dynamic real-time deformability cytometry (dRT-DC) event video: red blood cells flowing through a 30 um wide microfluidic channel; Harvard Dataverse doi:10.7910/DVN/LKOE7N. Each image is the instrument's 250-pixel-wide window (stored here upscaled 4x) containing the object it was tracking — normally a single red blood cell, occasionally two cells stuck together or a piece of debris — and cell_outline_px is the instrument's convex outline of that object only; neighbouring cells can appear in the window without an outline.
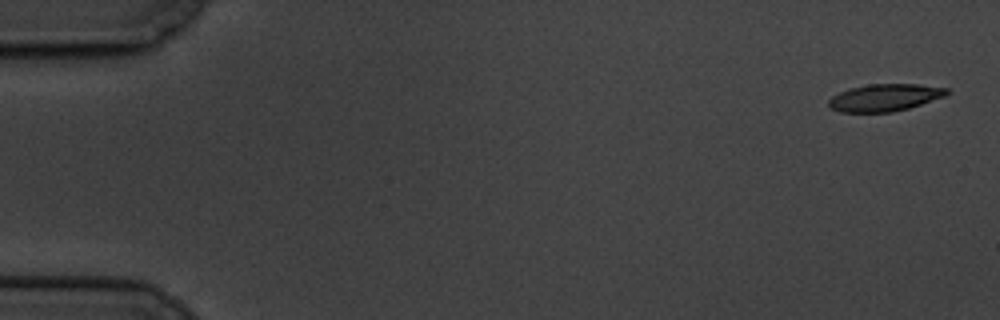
{"species": "common noctule bat (a hibernating species)", "species_latin": "Nyctalus noctula", "temperature_condition": "cold", "stored_images_in_passage": 6, "camera_frame_rate_fps": 3000, "um_per_image_px": 0.085, "animal": {"sex": "male", "body_mass_g": 19.5, "forearm_length_mm": 54.6}, "frame": {"image": 1, "passage_image": 1, "time_ms": 0.0, "image_size_px": [1000, 320], "cell_outline_px": [[952, 92], [944, 96], [908, 108], [892, 112], [840, 112], [832, 108], [828, 104], [828, 100], [832, 96], [848, 88], [868, 84], [920, 84], [948, 88]], "centroid_in_image_um": [75.21, 8.28], "position_along_channel_um": 9.8, "area_um2": 18.73}}
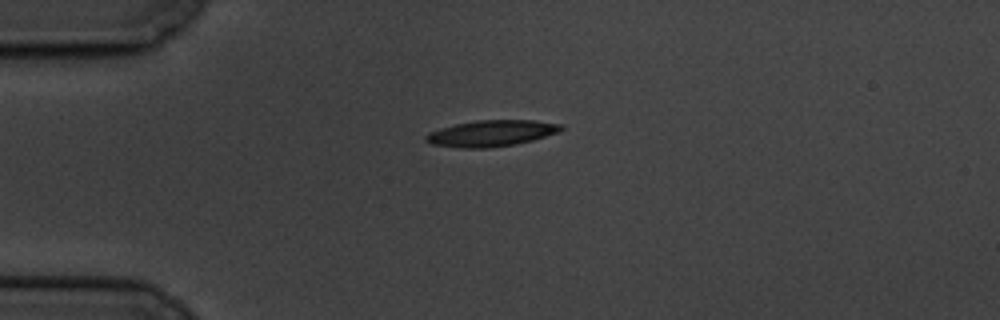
{"frame": {"image": 2, "passage_image": 4, "time_ms": 4.333, "image_size_px": [1000, 320], "cell_outline_px": [[564, 128], [560, 132], [532, 140], [512, 144], [488, 148], [460, 148], [432, 144], [424, 140], [424, 136], [428, 132], [440, 128], [456, 124], [476, 120], [536, 120], [564, 124]], "centroid_in_image_um": [41.77, 11.32], "position_along_channel_um": 43.2, "area_um2": 20.75}}
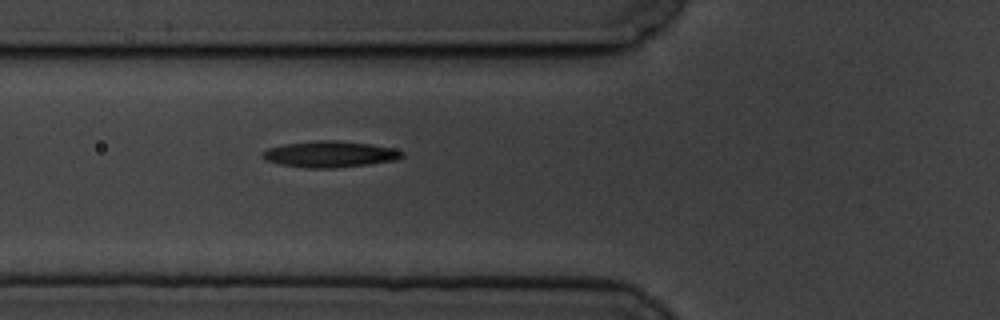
{"frame": {"image": 3, "passage_image": 6, "time_ms": 6.667, "image_size_px": [1000, 320], "cell_outline_px": [[404, 156], [396, 160], [368, 164], [332, 168], [304, 168], [280, 164], [264, 160], [260, 156], [260, 152], [268, 148], [284, 144], [312, 140], [336, 140], [372, 144], [392, 148], [404, 152]], "centroid_in_image_um": [27.99, 13.1], "position_along_channel_um": 97.8, "area_um2": 21.56}}